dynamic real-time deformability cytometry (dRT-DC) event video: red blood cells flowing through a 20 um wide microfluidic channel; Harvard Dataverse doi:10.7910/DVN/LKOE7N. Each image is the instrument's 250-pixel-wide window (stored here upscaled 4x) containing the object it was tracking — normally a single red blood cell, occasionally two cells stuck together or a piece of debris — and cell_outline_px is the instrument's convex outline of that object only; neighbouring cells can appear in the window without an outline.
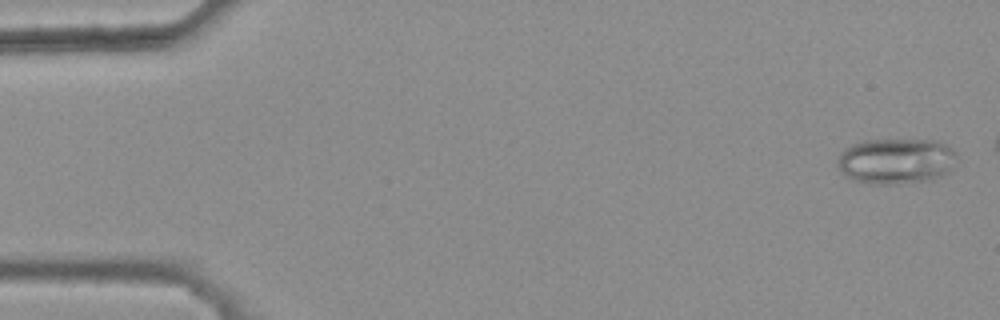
{"species": "common noctule bat (a hibernating species)", "species_latin": "Nyctalus noctula", "temperature_condition": "warm", "stored_images_in_passage": 46, "camera_frame_rate_fps": 3000, "um_per_image_px": 0.085, "animal": {"sex": "female", "body_mass_g": 25.1}, "frame": {"image": 1, "passage_image": 2, "time_ms": 0.333, "image_size_px": [1000, 320], "cell_outline_px": [[956, 156], [952, 168], [948, 172], [932, 180], [896, 184], [872, 184], [856, 180], [840, 172], [836, 160], [840, 152], [852, 144], [864, 140], [936, 140], [948, 144], [956, 152]], "centroid_in_image_um": [76.17, 13.68], "position_along_channel_um": 8.8, "area_um2": 32.02}}
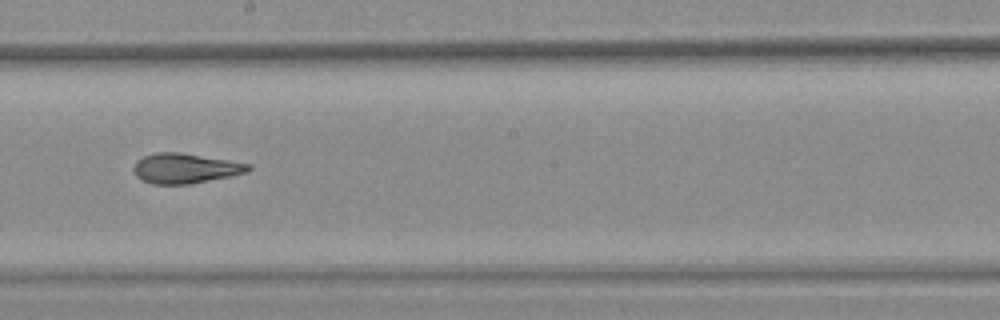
{"frame": {"image": 2, "passage_image": 30, "time_ms": 9.667, "image_size_px": [1000, 320], "cell_outline_px": [[252, 168], [248, 172], [188, 184], [152, 184], [136, 176], [132, 168], [136, 160], [144, 156], [156, 152], [180, 152], [252, 164]], "centroid_in_image_um": [15.72, 14.29], "position_along_channel_um": 232.5, "area_um2": 19.94}}
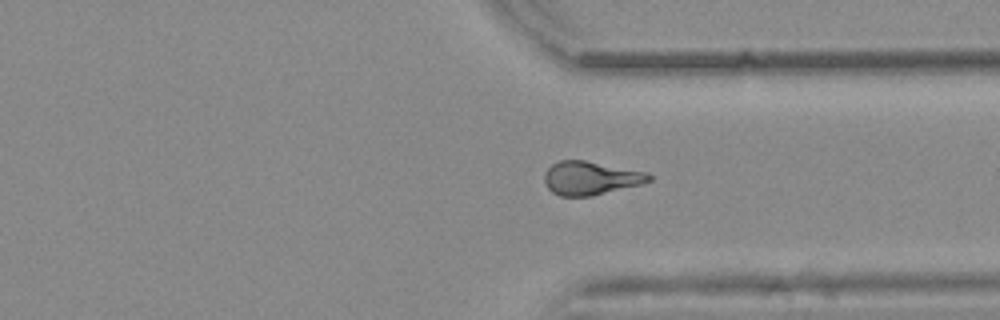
{"frame": {"image": 3, "passage_image": 40, "time_ms": 13.0, "image_size_px": [1000, 320], "cell_outline_px": [[652, 180], [640, 184], [592, 196], [560, 196], [552, 192], [548, 188], [544, 180], [544, 172], [552, 164], [560, 160], [584, 160], [648, 172], [652, 176]], "centroid_in_image_um": [50.19, 15.13], "position_along_channel_um": 361.2, "area_um2": 20.4}, "authors_computed_cell_mechanics": {"area_um2": 20.4323, "velocity_mm_per_s": 3.8511, "shape_relaxation_time_tau1_ms": null, "shape_relaxation_time_tau2_ms": 1.5094, "deformation_change_tau1": null, "deformation_change_tau2": 0.0704}}